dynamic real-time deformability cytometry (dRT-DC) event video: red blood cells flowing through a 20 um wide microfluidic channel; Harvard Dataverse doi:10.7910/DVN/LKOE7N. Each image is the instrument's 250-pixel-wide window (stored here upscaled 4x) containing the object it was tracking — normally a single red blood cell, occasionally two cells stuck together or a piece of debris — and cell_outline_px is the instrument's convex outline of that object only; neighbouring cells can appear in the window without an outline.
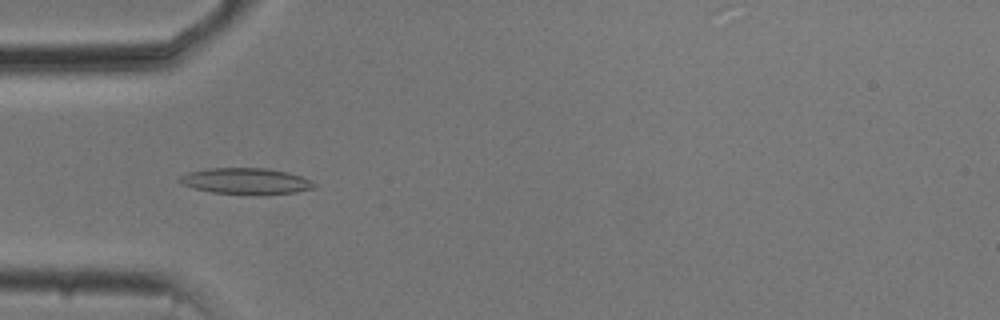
{"species": "common noctule bat (a hibernating species)", "species_latin": "Nyctalus noctula", "temperature_condition": "cold", "stored_images_in_passage": 51, "camera_frame_rate_fps": 3000, "um_per_image_px": 0.085, "animal": {"sex": "male", "body_mass_g": 20.5, "forearm_length_mm": 52.5}, "frame": {"image": 1, "passage_image": 16, "time_ms": 5.0, "image_size_px": [1000, 320], "cell_outline_px": [[316, 188], [296, 192], [264, 196], [252, 196], [212, 192], [192, 188], [180, 184], [176, 180], [180, 176], [188, 172], [208, 168], [264, 168], [288, 172], [312, 180], [316, 184]], "centroid_in_image_um": [20.91, 15.42], "position_along_channel_um": 64.1, "area_um2": 21.21}}
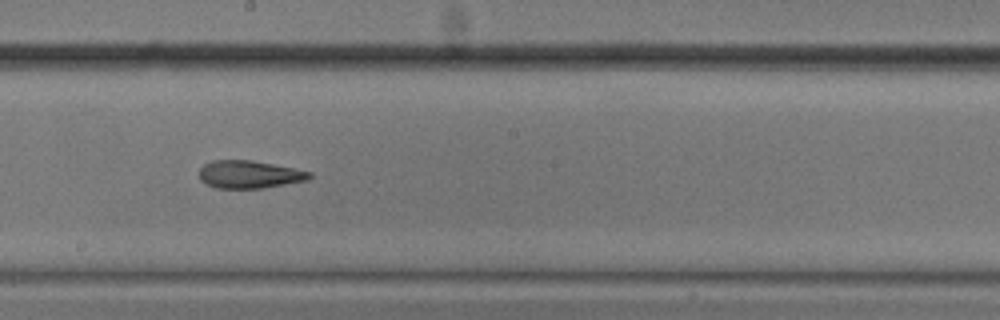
{"frame": {"image": 2, "passage_image": 29, "time_ms": 9.333, "image_size_px": [1000, 320], "cell_outline_px": [[312, 176], [308, 180], [264, 188], [216, 188], [200, 180], [200, 168], [204, 164], [212, 160], [252, 160], [312, 172]], "centroid_in_image_um": [21.19, 14.82], "position_along_channel_um": 227.0, "area_um2": 17.74}}
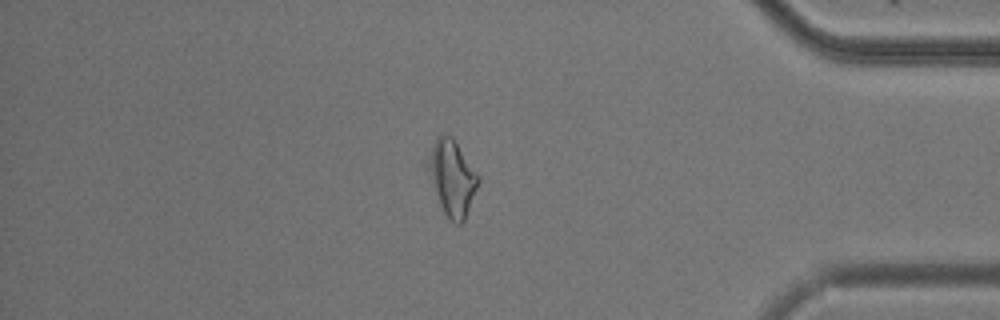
{"frame": {"image": 3, "passage_image": 45, "time_ms": 14.667, "image_size_px": [1000, 320], "cell_outline_px": [[480, 180], [464, 220], [460, 224], [456, 224], [444, 212], [440, 204], [424, 164], [424, 160], [436, 136], [452, 136], [480, 176]], "centroid_in_image_um": [38.39, 15.06], "position_along_channel_um": 396.8, "area_um2": 22.08}, "authors_computed_cell_mechanics": {"area_um2": 19.7098, "velocity_mm_per_s": 3.7634, "shape_relaxation_time_tau1_ms": null, "shape_relaxation_time_tau2_ms": 3.5975, "deformation_change_tau1": null, "deformation_change_tau2": 0.1348}}